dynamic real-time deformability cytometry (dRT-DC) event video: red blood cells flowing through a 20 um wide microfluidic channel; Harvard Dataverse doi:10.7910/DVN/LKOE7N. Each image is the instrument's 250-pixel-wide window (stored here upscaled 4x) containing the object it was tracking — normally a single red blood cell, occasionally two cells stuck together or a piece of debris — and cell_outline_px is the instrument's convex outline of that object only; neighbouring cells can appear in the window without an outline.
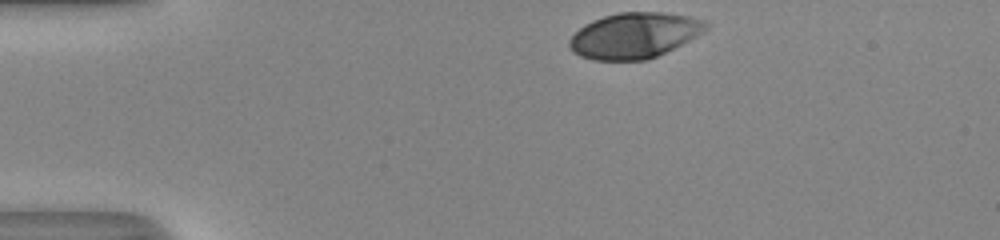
{"species": "human", "species_latin": "Homo sapiens", "temperature_condition": "room temperature", "stored_images_in_passage": 33, "camera_frame_rate_fps": 3000, "um_per_image_px": 0.085, "donor": {"sex": "male"}, "frame": {"image": 1, "passage_image": 1, "time_ms": 0.0, "image_size_px": [1000, 240], "cell_outline_px": [[708, 28], [696, 36], [648, 60], [592, 60], [580, 56], [572, 52], [568, 48], [568, 40], [584, 24], [592, 20], [604, 16], [620, 12], [660, 12], [688, 16], [704, 20], [708, 24]], "centroid_in_image_um": [53.87, 3.01], "position_along_channel_um": 31.1, "area_um2": 36.13}}
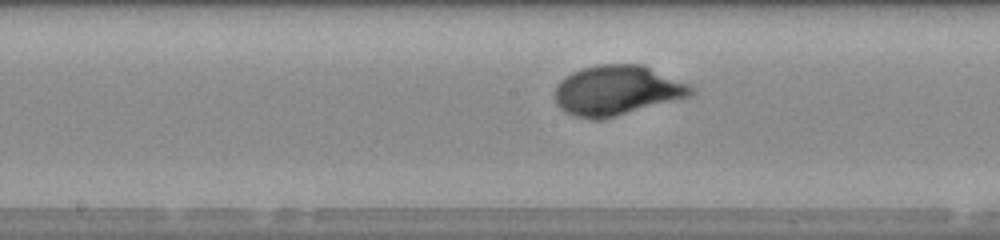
{"frame": {"image": 2, "passage_image": 18, "time_ms": 5.667, "image_size_px": [1000, 240], "cell_outline_px": [[696, 92], [692, 96], [600, 120], [592, 120], [576, 116], [564, 112], [556, 104], [556, 84], [564, 76], [580, 68], [600, 64], [644, 64], [692, 84]], "centroid_in_image_um": [52.48, 7.67], "position_along_channel_um": 195.7, "area_um2": 40.17}}
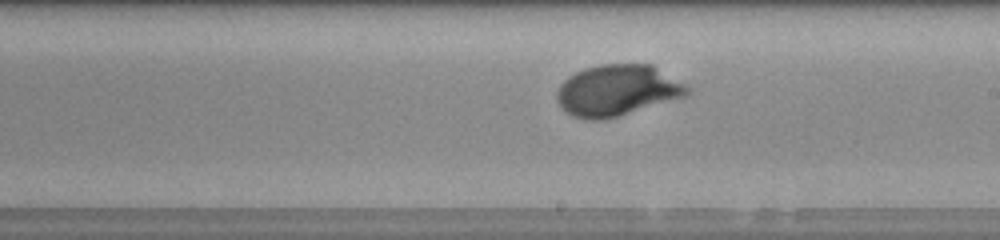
{"frame": {"image": 3, "passage_image": 21, "time_ms": 6.667, "image_size_px": [1000, 240], "cell_outline_px": [[692, 88], [688, 96], [616, 116], [600, 120], [588, 120], [572, 116], [560, 108], [556, 100], [556, 92], [560, 84], [568, 76], [584, 68], [600, 64], [652, 64]], "centroid_in_image_um": [52.46, 7.67], "position_along_channel_um": 236.5, "area_um2": 39.07}, "authors_computed_cell_mechanics": {"area_um2": 37.1076, "velocity_mm_per_s": 4.0913, "shape_relaxation_time_tau1_ms": 2.4773, "shape_relaxation_time_tau2_ms": null, "deformation_change_tau1": 0.1885, "deformation_change_tau2": null}}